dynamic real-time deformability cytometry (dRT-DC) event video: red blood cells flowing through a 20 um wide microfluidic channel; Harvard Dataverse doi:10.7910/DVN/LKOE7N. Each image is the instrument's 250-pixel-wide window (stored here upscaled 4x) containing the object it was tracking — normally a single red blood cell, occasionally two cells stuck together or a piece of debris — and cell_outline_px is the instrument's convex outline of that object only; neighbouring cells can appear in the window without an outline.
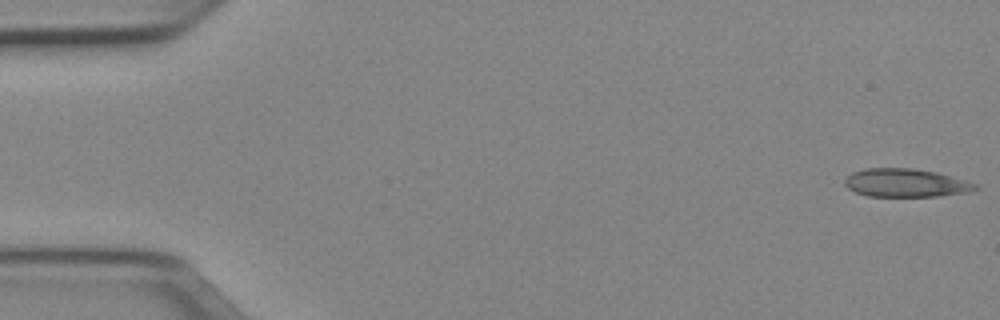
{"species": "Egyptian fruit bat (a non-hibernating species)", "species_latin": "Rousettus aegyptiacus", "temperature_condition": "cold", "stored_images_in_passage": 46, "camera_frame_rate_fps": 3000, "um_per_image_px": 0.085, "animal": {"sex": "female"}, "frame": {"image": 1, "passage_image": 1, "time_ms": 0.0, "image_size_px": [1000, 320], "cell_outline_px": [[980, 188], [968, 192], [936, 196], [868, 196], [856, 192], [848, 188], [844, 184], [844, 180], [852, 172], [864, 168], [912, 168], [936, 172], [980, 184]], "centroid_in_image_um": [77.0, 15.54], "position_along_channel_um": 8.0, "area_um2": 21.56}}
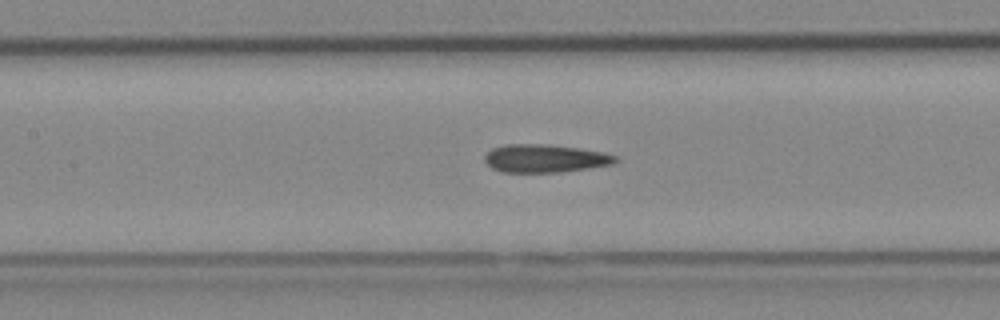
{"frame": {"image": 2, "passage_image": 23, "time_ms": 7.333, "image_size_px": [1000, 320], "cell_outline_px": [[620, 160], [612, 164], [588, 168], [560, 172], [500, 172], [492, 168], [484, 160], [484, 156], [492, 148], [504, 144], [548, 144], [580, 148], [604, 152], [620, 156]], "centroid_in_image_um": [46.35, 13.46], "position_along_channel_um": 161.0, "area_um2": 21.62}}
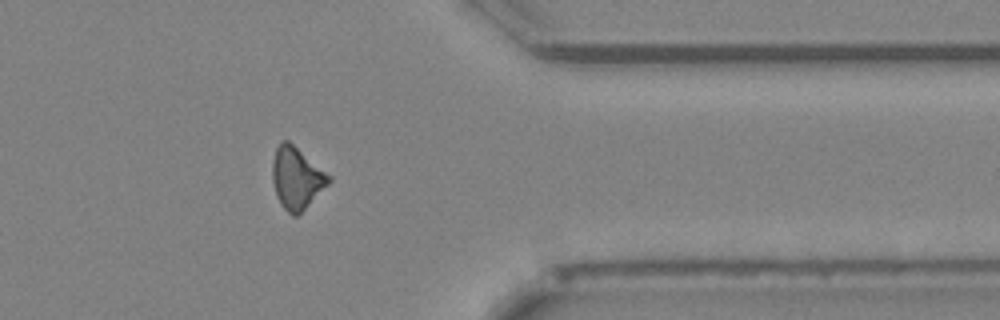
{"frame": {"image": 3, "passage_image": 41, "time_ms": 13.333, "image_size_px": [1000, 320], "cell_outline_px": [[332, 180], [296, 216], [292, 216], [280, 204], [276, 196], [272, 180], [272, 164], [276, 148], [280, 140], [288, 140], [332, 176]], "centroid_in_image_um": [25.2, 15.11], "position_along_channel_um": 386.2, "area_um2": 20.17}}